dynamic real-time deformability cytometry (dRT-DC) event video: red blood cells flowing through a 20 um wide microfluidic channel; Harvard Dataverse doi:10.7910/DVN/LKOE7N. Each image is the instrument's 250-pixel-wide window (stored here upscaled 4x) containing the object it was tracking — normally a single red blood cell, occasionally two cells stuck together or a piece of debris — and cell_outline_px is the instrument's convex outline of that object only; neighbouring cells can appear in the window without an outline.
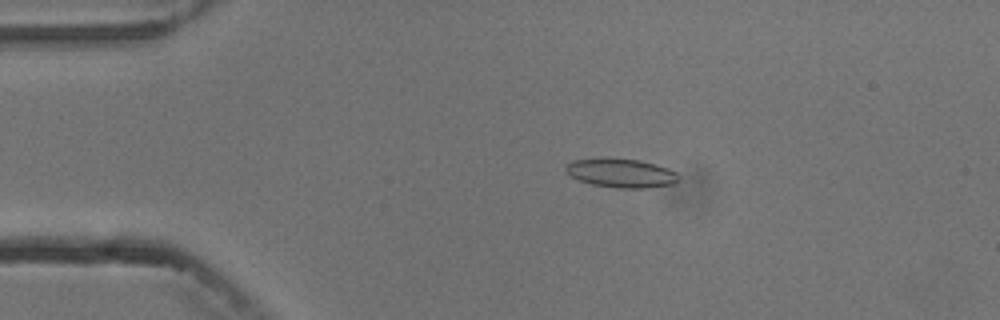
{"species": "common noctule bat (a hibernating species)", "species_latin": "Nyctalus noctula", "temperature_condition": "cold", "stored_images_in_passage": 6, "camera_frame_rate_fps": 3000, "um_per_image_px": 0.085, "animal": {"sex": "male", "body_mass_g": 13.3}, "frame": {"image": 1, "passage_image": 3, "time_ms": 2.333, "image_size_px": [1000, 320], "cell_outline_px": [[680, 180], [672, 184], [648, 188], [616, 188], [592, 184], [580, 180], [572, 176], [564, 168], [572, 160], [640, 160], [656, 164], [668, 168], [676, 172], [680, 176]], "centroid_in_image_um": [52.89, 14.75], "position_along_channel_um": 32.1, "area_um2": 18.44}}
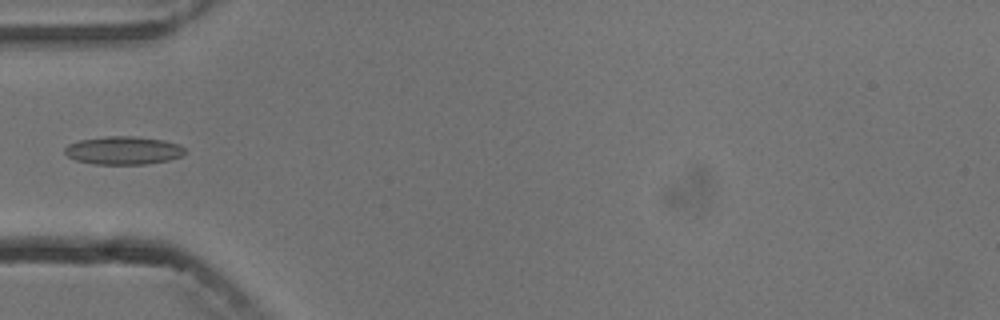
{"frame": {"image": 2, "passage_image": 5, "time_ms": 4.667, "image_size_px": [1000, 320], "cell_outline_px": [[184, 152], [180, 156], [168, 160], [148, 164], [92, 164], [76, 160], [68, 156], [64, 152], [64, 148], [68, 144], [80, 140], [108, 136], [136, 136], [164, 140], [180, 144], [184, 148]], "centroid_in_image_um": [10.48, 12.78], "position_along_channel_um": 74.5, "area_um2": 19.71}}
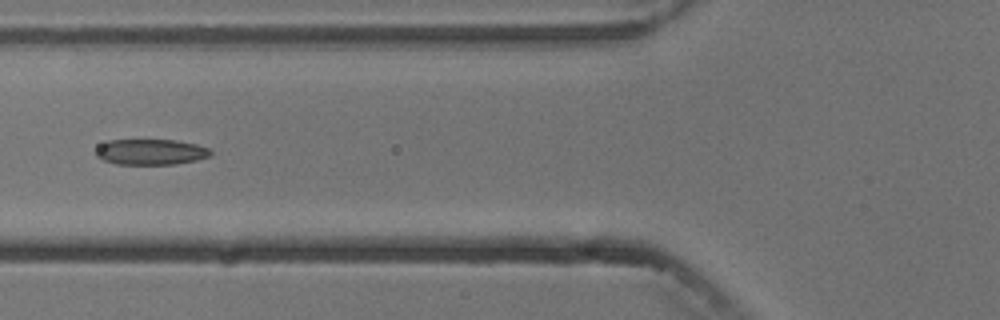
{"frame": {"image": 3, "passage_image": 6, "time_ms": 5.667, "image_size_px": [1000, 320], "cell_outline_px": [[212, 152], [208, 156], [196, 160], [176, 164], [116, 164], [104, 160], [96, 156], [96, 148], [100, 144], [108, 140], [176, 140], [196, 144], [208, 148]], "centroid_in_image_um": [12.79, 12.91], "position_along_channel_um": 113.0, "area_um2": 17.11}}